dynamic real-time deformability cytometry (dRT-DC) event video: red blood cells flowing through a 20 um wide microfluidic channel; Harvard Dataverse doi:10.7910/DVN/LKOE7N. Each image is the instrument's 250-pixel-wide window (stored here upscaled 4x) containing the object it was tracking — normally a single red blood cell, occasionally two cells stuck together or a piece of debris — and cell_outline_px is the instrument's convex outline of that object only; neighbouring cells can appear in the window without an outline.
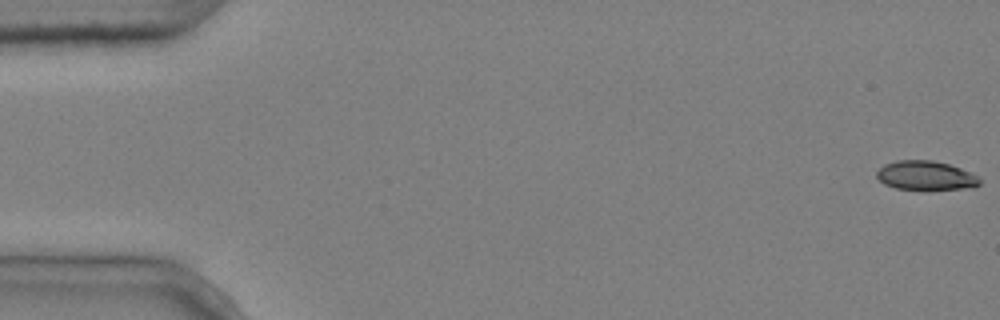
{"species": "common noctule bat (a hibernating species)", "species_latin": "Nyctalus noctula", "temperature_condition": "cold", "stored_images_in_passage": 7, "camera_frame_rate_fps": 3000, "um_per_image_px": 0.085, "animal": {"sex": "male", "body_mass_g": 20.4}, "frame": {"image": 1, "passage_image": 1, "time_ms": 0.0, "image_size_px": [1000, 320], "cell_outline_px": [[980, 184], [960, 188], [920, 192], [896, 188], [884, 184], [876, 176], [876, 172], [884, 164], [896, 160], [932, 160], [948, 164], [960, 168], [976, 176], [980, 180]], "centroid_in_image_um": [78.61, 14.95], "position_along_channel_um": 6.4, "area_um2": 17.74}}